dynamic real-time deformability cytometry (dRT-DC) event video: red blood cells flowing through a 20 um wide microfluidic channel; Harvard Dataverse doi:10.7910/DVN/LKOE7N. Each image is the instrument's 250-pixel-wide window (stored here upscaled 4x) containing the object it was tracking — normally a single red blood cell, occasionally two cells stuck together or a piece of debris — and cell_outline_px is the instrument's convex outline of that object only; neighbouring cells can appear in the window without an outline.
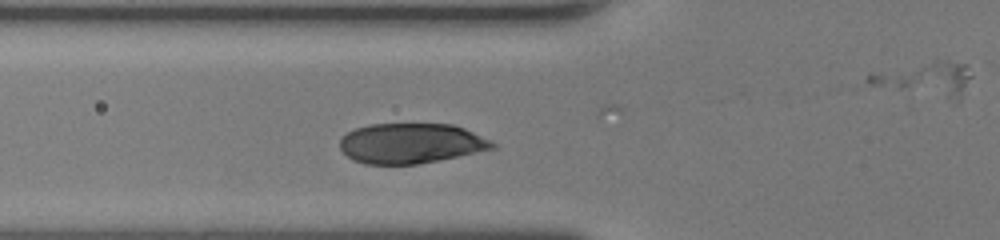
{"species": "human", "species_latin": "Homo sapiens", "temperature_condition": "room temperature", "stored_images_in_passage": 39, "camera_frame_rate_fps": 3000, "um_per_image_px": 0.085, "donor": {"sex": "female"}, "frame": {"image": 1, "passage_image": 6, "time_ms": 1.667, "image_size_px": [1000, 240], "cell_outline_px": [[496, 148], [416, 164], [364, 164], [352, 160], [340, 148], [340, 136], [356, 128], [368, 124], [452, 124], [464, 128], [496, 144]], "centroid_in_image_um": [34.87, 12.18], "position_along_channel_um": 90.9, "area_um2": 35.37}}
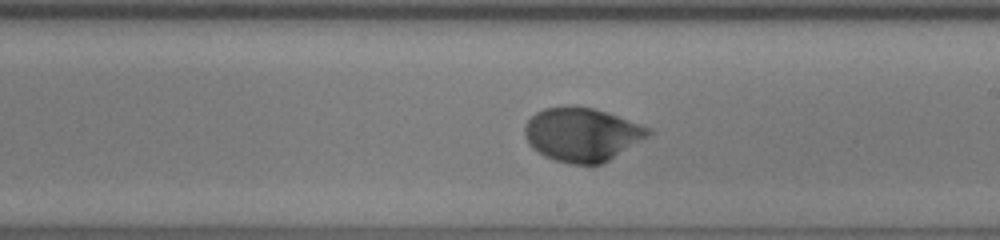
{"frame": {"image": 2, "passage_image": 17, "time_ms": 5.333, "image_size_px": [1000, 240], "cell_outline_px": [[652, 132], [648, 136], [608, 160], [600, 164], [572, 164], [556, 160], [544, 156], [532, 148], [524, 132], [524, 128], [528, 120], [536, 112], [544, 108], [576, 104], [608, 112], [652, 128]], "centroid_in_image_um": [49.46, 11.4], "position_along_channel_um": 239.5, "area_um2": 38.61}}
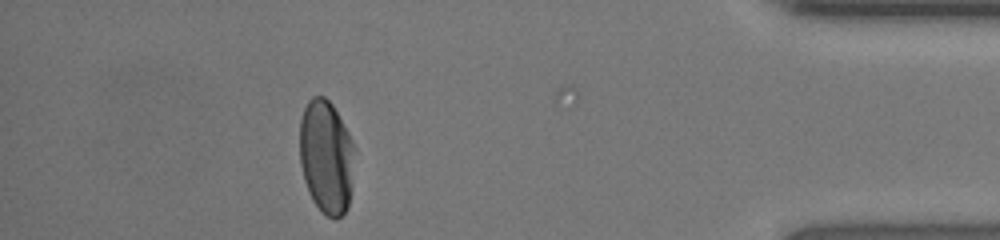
{"frame": {"image": 3, "passage_image": 34, "time_ms": 11.0, "image_size_px": [1000, 240], "cell_outline_px": [[352, 188], [348, 208], [340, 216], [328, 216], [312, 200], [304, 180], [300, 164], [300, 120], [304, 108], [308, 100], [312, 96], [324, 96], [332, 104], [348, 132], [352, 144]], "centroid_in_image_um": [27.7, 13.3], "position_along_channel_um": 407.5, "area_um2": 35.84}, "authors_computed_cell_mechanics": {"area_um2": 37.9746, "velocity_mm_per_s": 3.9441, "shape_relaxation_time_tau1_ms": 3.515, "shape_relaxation_time_tau2_ms": null, "deformation_change_tau1": 0.2017, "deformation_change_tau2": null}}